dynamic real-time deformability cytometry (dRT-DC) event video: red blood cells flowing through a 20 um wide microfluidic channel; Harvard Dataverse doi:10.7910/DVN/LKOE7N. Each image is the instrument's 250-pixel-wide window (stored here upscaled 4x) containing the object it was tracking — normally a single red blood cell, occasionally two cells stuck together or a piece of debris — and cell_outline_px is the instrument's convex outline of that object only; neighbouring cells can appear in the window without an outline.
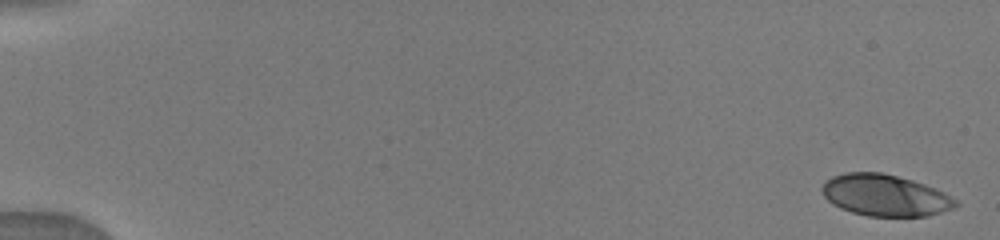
{"species": "human", "species_latin": "Homo sapiens", "temperature_condition": "warm", "stored_images_in_passage": 45, "camera_frame_rate_fps": 3000, "um_per_image_px": 0.085, "donor": {"sex": "male"}, "frame": {"image": 1, "passage_image": 1, "time_ms": 0.0, "image_size_px": [1000, 240], "cell_outline_px": [[960, 204], [952, 208], [928, 216], [868, 216], [852, 212], [840, 208], [832, 204], [824, 196], [820, 188], [824, 180], [832, 176], [844, 172], [880, 172], [912, 180], [936, 188], [944, 192], [956, 200]], "centroid_in_image_um": [75.19, 16.59], "position_along_channel_um": 9.8, "area_um2": 32.43}}
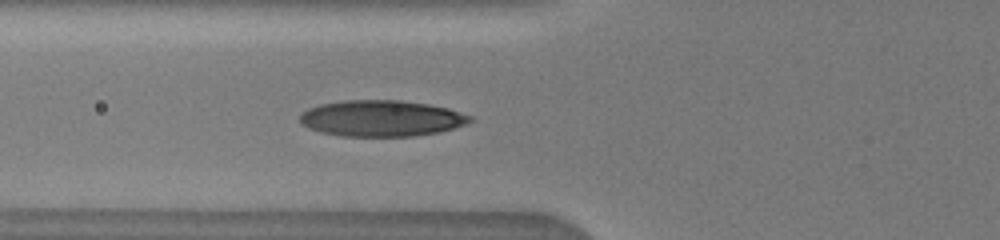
{"frame": {"image": 2, "passage_image": 13, "time_ms": 6.333, "image_size_px": [1000, 240], "cell_outline_px": [[476, 120], [440, 132], [412, 136], [344, 136], [320, 132], [308, 128], [300, 120], [300, 116], [308, 108], [320, 104], [344, 100], [400, 100], [428, 104], [448, 108], [472, 116]], "centroid_in_image_um": [32.44, 10.05], "position_along_channel_um": 93.4, "area_um2": 35.78}}
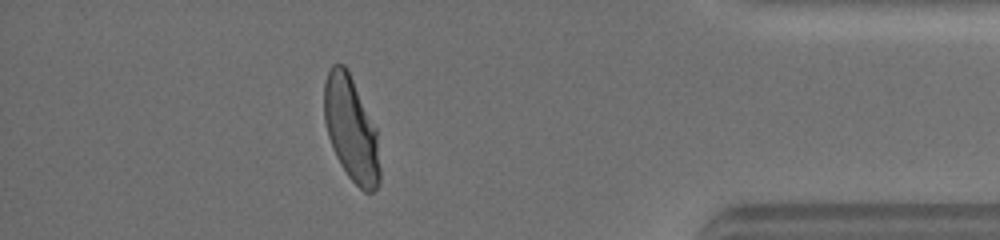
{"frame": {"image": 3, "passage_image": 42, "time_ms": 14.667, "image_size_px": [1000, 240], "cell_outline_px": [[380, 184], [372, 192], [364, 192], [348, 176], [340, 164], [332, 148], [328, 136], [324, 120], [324, 84], [328, 72], [332, 64], [344, 64], [376, 128], [380, 168]], "centroid_in_image_um": [29.84, 11.01], "position_along_channel_um": 405.4, "area_um2": 33.64}}